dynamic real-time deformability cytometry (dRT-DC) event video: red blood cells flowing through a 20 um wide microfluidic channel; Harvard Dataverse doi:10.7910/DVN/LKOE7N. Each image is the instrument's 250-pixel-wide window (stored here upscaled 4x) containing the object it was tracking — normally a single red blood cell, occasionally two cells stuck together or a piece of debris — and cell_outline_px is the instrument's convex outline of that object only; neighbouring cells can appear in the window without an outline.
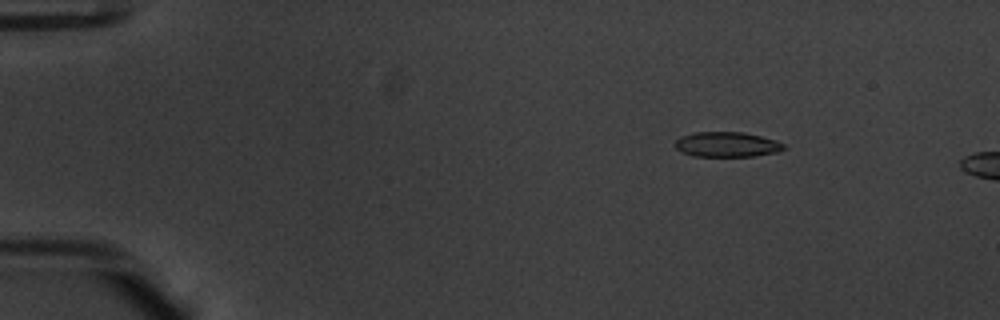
{"species": "common noctule bat (a hibernating species)", "species_latin": "Nyctalus noctula", "temperature_condition": "warm", "stored_images_in_passage": 13, "camera_frame_rate_fps": 3000, "um_per_image_px": 0.085, "animal": {"sex": "male", "body_mass_g": 20.1, "forearm_length_mm": 53.5}, "frame": {"image": 1, "passage_image": 3, "time_ms": 0.667, "image_size_px": [1000, 320], "cell_outline_px": [[788, 148], [780, 152], [756, 156], [692, 156], [676, 148], [676, 140], [680, 136], [692, 132], [744, 132], [776, 140], [784, 144]], "centroid_in_image_um": [61.84, 12.28], "position_along_channel_um": 23.2, "area_um2": 16.01}}